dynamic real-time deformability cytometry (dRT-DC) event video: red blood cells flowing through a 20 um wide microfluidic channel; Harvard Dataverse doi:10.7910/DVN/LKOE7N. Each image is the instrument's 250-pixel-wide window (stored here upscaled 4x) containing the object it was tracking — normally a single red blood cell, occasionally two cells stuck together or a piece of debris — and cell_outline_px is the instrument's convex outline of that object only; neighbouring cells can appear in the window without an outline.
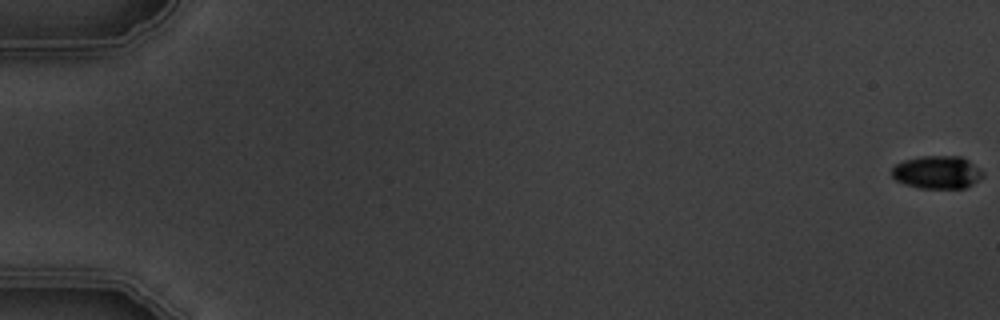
{"species": "common noctule bat (a hibernating species)", "species_latin": "Nyctalus noctula", "temperature_condition": "warm", "stored_images_in_passage": 2, "segment_of_instrument_passage": [2, 2], "camera_frame_rate_fps": 3000, "um_per_image_px": 0.085, "animal": {"sex": "male", "body_mass_g": 19.5, "forearm_length_mm": 54.6}, "frame": {"image": 1, "passage_image": 2, "time_ms": 1.333, "image_size_px": [1000, 320], "cell_outline_px": [[984, 176], [972, 184], [964, 188], [920, 188], [904, 184], [896, 180], [892, 176], [892, 168], [896, 164], [904, 160], [920, 156], [960, 156], [968, 160], [980, 168], [984, 172]], "centroid_in_image_um": [79.67, 14.64], "position_along_channel_um": 5.3, "area_um2": 17.51}}